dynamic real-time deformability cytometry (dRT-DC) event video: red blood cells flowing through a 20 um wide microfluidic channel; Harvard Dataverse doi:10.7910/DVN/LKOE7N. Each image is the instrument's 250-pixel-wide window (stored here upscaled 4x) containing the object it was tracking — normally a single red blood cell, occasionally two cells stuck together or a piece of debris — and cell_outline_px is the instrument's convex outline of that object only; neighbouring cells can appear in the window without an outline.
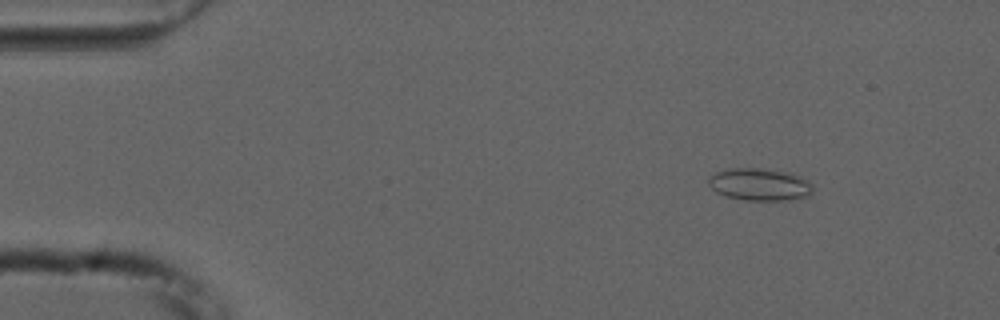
{"species": "common noctule bat (a hibernating species)", "species_latin": "Nyctalus noctula", "temperature_condition": "cold", "stored_images_in_passage": 54, "camera_frame_rate_fps": 3000, "um_per_image_px": 0.085, "animal": {"sex": "male", "forearm_length_mm": 52.5}, "frame": {"image": 1, "passage_image": 7, "time_ms": 2.0, "image_size_px": [1000, 320], "cell_outline_px": [[812, 192], [808, 196], [784, 200], [744, 200], [724, 196], [716, 192], [708, 184], [708, 180], [716, 172], [728, 168], [760, 168], [788, 172], [800, 176], [808, 180], [812, 184]], "centroid_in_image_um": [64.56, 15.67], "position_along_channel_um": 20.4, "area_um2": 19.65}}
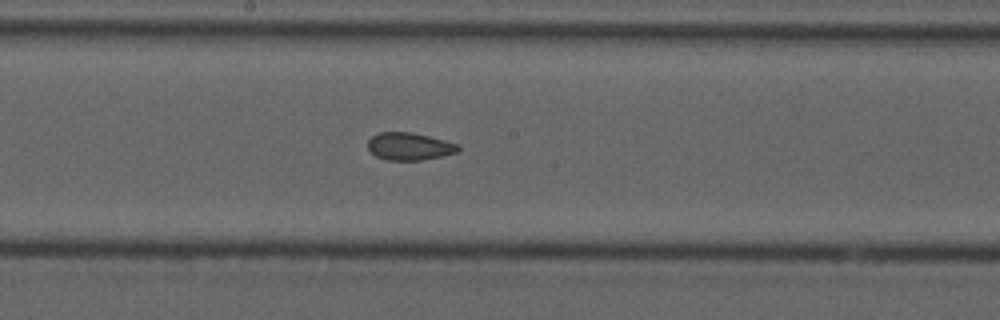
{"frame": {"image": 2, "passage_image": 29, "time_ms": 9.333, "image_size_px": [1000, 320], "cell_outline_px": [[460, 148], [456, 152], [440, 156], [420, 160], [388, 160], [376, 156], [368, 148], [368, 140], [372, 136], [380, 132], [412, 132], [460, 144]], "centroid_in_image_um": [34.79, 12.43], "position_along_channel_um": 213.4, "area_um2": 14.33}}
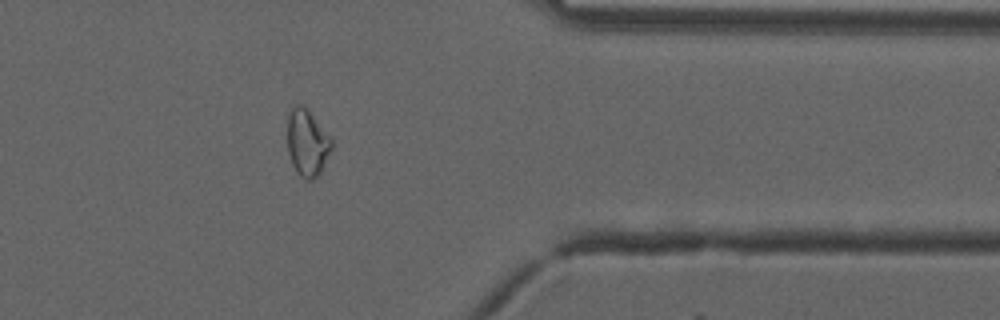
{"frame": {"image": 3, "passage_image": 44, "time_ms": 14.333, "image_size_px": [1000, 320], "cell_outline_px": [[332, 148], [320, 172], [312, 180], [308, 180], [300, 176], [296, 172], [292, 164], [288, 152], [288, 112], [296, 104], [300, 104], [308, 108], [332, 140]], "centroid_in_image_um": [26.1, 12.12], "position_along_channel_um": 385.3, "area_um2": 17.11}, "authors_computed_cell_mechanics": {"area_um2": 16.8776, "velocity_mm_per_s": 3.7564, "shape_relaxation_time_tau1_ms": null, "shape_relaxation_time_tau2_ms": 2.0944, "deformation_change_tau1": null, "deformation_change_tau2": 0.0793}}